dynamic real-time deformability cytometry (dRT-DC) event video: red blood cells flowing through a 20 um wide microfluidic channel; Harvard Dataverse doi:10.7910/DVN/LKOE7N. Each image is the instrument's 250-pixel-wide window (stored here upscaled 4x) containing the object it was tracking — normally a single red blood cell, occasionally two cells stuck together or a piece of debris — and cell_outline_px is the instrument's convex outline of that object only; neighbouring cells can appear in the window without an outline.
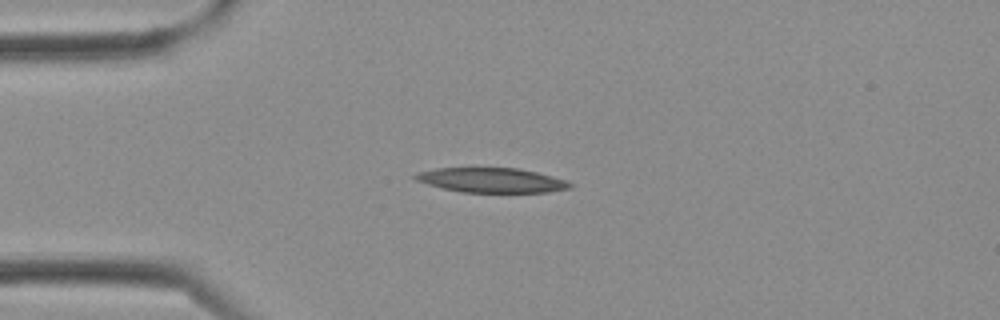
{"species": "Egyptian fruit bat (a non-hibernating species)", "species_latin": "Rousettus aegyptiacus", "temperature_condition": "cold", "stored_images_in_passage": 1, "camera_frame_rate_fps": 3000, "um_per_image_px": 0.085, "frame": {"image": 1, "passage_image": 1, "time_ms": 0.0, "image_size_px": [1000, 320], "cell_outline_px": [[572, 188], [548, 192], [460, 192], [428, 184], [416, 180], [412, 176], [416, 172], [436, 168], [516, 168], [536, 172], [568, 180], [572, 184]], "centroid_in_image_um": [41.79, 15.31], "position_along_channel_um": 43.2, "area_um2": 22.2}}